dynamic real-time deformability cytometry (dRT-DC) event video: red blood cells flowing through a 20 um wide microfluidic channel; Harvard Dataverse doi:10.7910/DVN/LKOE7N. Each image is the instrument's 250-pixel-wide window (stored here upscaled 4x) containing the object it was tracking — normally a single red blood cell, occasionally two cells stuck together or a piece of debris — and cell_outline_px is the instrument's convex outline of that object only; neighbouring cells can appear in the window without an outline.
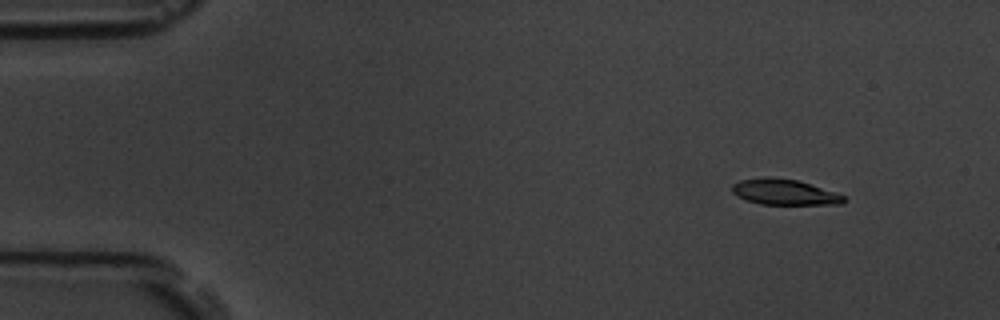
{"species": "common noctule bat (a hibernating species)", "species_latin": "Nyctalus noctula", "temperature_condition": "room temperature", "stored_images_in_passage": 4, "camera_frame_rate_fps": 3000, "um_per_image_px": 0.085, "animal": {"sex": "male", "body_mass_g": 19.5, "forearm_length_mm": 54.6}, "frame": {"image": 1, "passage_image": 1, "time_ms": 0.0, "image_size_px": [1000, 320], "cell_outline_px": [[844, 204], [760, 204], [744, 200], [736, 196], [732, 192], [732, 184], [740, 180], [768, 176], [796, 180], [836, 192], [844, 196]], "centroid_in_image_um": [66.62, 16.32], "position_along_channel_um": 18.4, "area_um2": 16.7}}
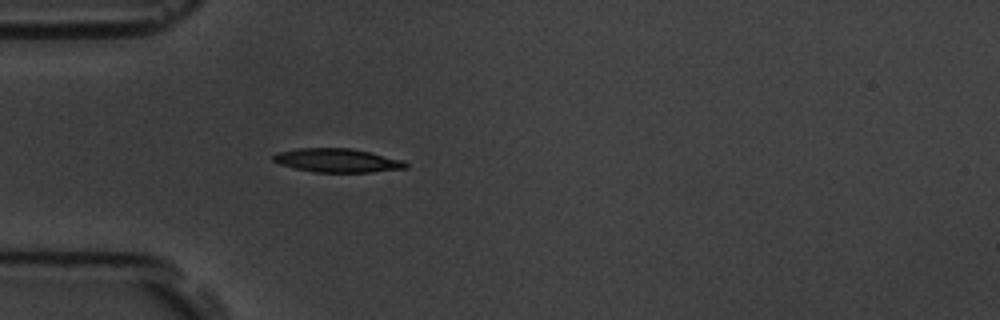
{"frame": {"image": 2, "passage_image": 4, "time_ms": 3.667, "image_size_px": [1000, 320], "cell_outline_px": [[408, 168], [372, 172], [312, 172], [280, 164], [272, 160], [272, 156], [280, 152], [296, 148], [352, 148], [404, 160], [408, 164]], "centroid_in_image_um": [28.7, 13.63], "position_along_channel_um": 56.3, "area_um2": 18.32}}